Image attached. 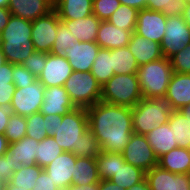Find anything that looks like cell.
<instances>
[{"label":"cell","instance_id":"21","mask_svg":"<svg viewBox=\"0 0 190 190\" xmlns=\"http://www.w3.org/2000/svg\"><path fill=\"white\" fill-rule=\"evenodd\" d=\"M37 145L39 141L31 137H23L18 142L10 143L7 153L12 156L15 162L16 171L22 166H32L36 164Z\"/></svg>","mask_w":190,"mask_h":190},{"label":"cell","instance_id":"11","mask_svg":"<svg viewBox=\"0 0 190 190\" xmlns=\"http://www.w3.org/2000/svg\"><path fill=\"white\" fill-rule=\"evenodd\" d=\"M167 16L162 12L142 9L138 11L135 32L150 41L161 44L165 34Z\"/></svg>","mask_w":190,"mask_h":190},{"label":"cell","instance_id":"46","mask_svg":"<svg viewBox=\"0 0 190 190\" xmlns=\"http://www.w3.org/2000/svg\"><path fill=\"white\" fill-rule=\"evenodd\" d=\"M15 171L16 166L12 156L7 152L0 156V181L3 183L9 182Z\"/></svg>","mask_w":190,"mask_h":190},{"label":"cell","instance_id":"53","mask_svg":"<svg viewBox=\"0 0 190 190\" xmlns=\"http://www.w3.org/2000/svg\"><path fill=\"white\" fill-rule=\"evenodd\" d=\"M121 4L136 8L138 11L146 9L147 0H119Z\"/></svg>","mask_w":190,"mask_h":190},{"label":"cell","instance_id":"15","mask_svg":"<svg viewBox=\"0 0 190 190\" xmlns=\"http://www.w3.org/2000/svg\"><path fill=\"white\" fill-rule=\"evenodd\" d=\"M76 158L72 152L64 151L43 168L60 190L72 185Z\"/></svg>","mask_w":190,"mask_h":190},{"label":"cell","instance_id":"29","mask_svg":"<svg viewBox=\"0 0 190 190\" xmlns=\"http://www.w3.org/2000/svg\"><path fill=\"white\" fill-rule=\"evenodd\" d=\"M90 72L101 86L114 75L112 68V49H99Z\"/></svg>","mask_w":190,"mask_h":190},{"label":"cell","instance_id":"56","mask_svg":"<svg viewBox=\"0 0 190 190\" xmlns=\"http://www.w3.org/2000/svg\"><path fill=\"white\" fill-rule=\"evenodd\" d=\"M9 142L4 134H0V156H3L8 149Z\"/></svg>","mask_w":190,"mask_h":190},{"label":"cell","instance_id":"7","mask_svg":"<svg viewBox=\"0 0 190 190\" xmlns=\"http://www.w3.org/2000/svg\"><path fill=\"white\" fill-rule=\"evenodd\" d=\"M187 44H190V27L184 17H167L165 34L160 44L163 57L170 59Z\"/></svg>","mask_w":190,"mask_h":190},{"label":"cell","instance_id":"48","mask_svg":"<svg viewBox=\"0 0 190 190\" xmlns=\"http://www.w3.org/2000/svg\"><path fill=\"white\" fill-rule=\"evenodd\" d=\"M15 89L13 83L0 86V107H10Z\"/></svg>","mask_w":190,"mask_h":190},{"label":"cell","instance_id":"52","mask_svg":"<svg viewBox=\"0 0 190 190\" xmlns=\"http://www.w3.org/2000/svg\"><path fill=\"white\" fill-rule=\"evenodd\" d=\"M11 15L8 7H0V32L6 27Z\"/></svg>","mask_w":190,"mask_h":190},{"label":"cell","instance_id":"59","mask_svg":"<svg viewBox=\"0 0 190 190\" xmlns=\"http://www.w3.org/2000/svg\"><path fill=\"white\" fill-rule=\"evenodd\" d=\"M186 24L190 27V3L185 6V13L183 15Z\"/></svg>","mask_w":190,"mask_h":190},{"label":"cell","instance_id":"51","mask_svg":"<svg viewBox=\"0 0 190 190\" xmlns=\"http://www.w3.org/2000/svg\"><path fill=\"white\" fill-rule=\"evenodd\" d=\"M12 111L7 107H0V134H4L9 117Z\"/></svg>","mask_w":190,"mask_h":190},{"label":"cell","instance_id":"24","mask_svg":"<svg viewBox=\"0 0 190 190\" xmlns=\"http://www.w3.org/2000/svg\"><path fill=\"white\" fill-rule=\"evenodd\" d=\"M60 20H75L93 14V0H59L53 5Z\"/></svg>","mask_w":190,"mask_h":190},{"label":"cell","instance_id":"66","mask_svg":"<svg viewBox=\"0 0 190 190\" xmlns=\"http://www.w3.org/2000/svg\"><path fill=\"white\" fill-rule=\"evenodd\" d=\"M186 4H189L190 3V0H184Z\"/></svg>","mask_w":190,"mask_h":190},{"label":"cell","instance_id":"5","mask_svg":"<svg viewBox=\"0 0 190 190\" xmlns=\"http://www.w3.org/2000/svg\"><path fill=\"white\" fill-rule=\"evenodd\" d=\"M88 129V114L84 108H74L58 119L53 138L67 152L80 149L81 136Z\"/></svg>","mask_w":190,"mask_h":190},{"label":"cell","instance_id":"2","mask_svg":"<svg viewBox=\"0 0 190 190\" xmlns=\"http://www.w3.org/2000/svg\"><path fill=\"white\" fill-rule=\"evenodd\" d=\"M170 100L166 96L142 98L132 107V124L135 134L146 135L157 125L166 124L173 112Z\"/></svg>","mask_w":190,"mask_h":190},{"label":"cell","instance_id":"6","mask_svg":"<svg viewBox=\"0 0 190 190\" xmlns=\"http://www.w3.org/2000/svg\"><path fill=\"white\" fill-rule=\"evenodd\" d=\"M64 88L76 108L87 109L101 101V85L90 71H73Z\"/></svg>","mask_w":190,"mask_h":190},{"label":"cell","instance_id":"34","mask_svg":"<svg viewBox=\"0 0 190 190\" xmlns=\"http://www.w3.org/2000/svg\"><path fill=\"white\" fill-rule=\"evenodd\" d=\"M138 10L136 8L121 4L107 20L114 26L134 32L136 29Z\"/></svg>","mask_w":190,"mask_h":190},{"label":"cell","instance_id":"42","mask_svg":"<svg viewBox=\"0 0 190 190\" xmlns=\"http://www.w3.org/2000/svg\"><path fill=\"white\" fill-rule=\"evenodd\" d=\"M120 5L119 0H93V14L101 21H107Z\"/></svg>","mask_w":190,"mask_h":190},{"label":"cell","instance_id":"60","mask_svg":"<svg viewBox=\"0 0 190 190\" xmlns=\"http://www.w3.org/2000/svg\"><path fill=\"white\" fill-rule=\"evenodd\" d=\"M3 190H28V189H22L17 186L11 185L9 182L4 183Z\"/></svg>","mask_w":190,"mask_h":190},{"label":"cell","instance_id":"14","mask_svg":"<svg viewBox=\"0 0 190 190\" xmlns=\"http://www.w3.org/2000/svg\"><path fill=\"white\" fill-rule=\"evenodd\" d=\"M73 72L65 56L47 53L46 65L37 78L45 87L64 86Z\"/></svg>","mask_w":190,"mask_h":190},{"label":"cell","instance_id":"49","mask_svg":"<svg viewBox=\"0 0 190 190\" xmlns=\"http://www.w3.org/2000/svg\"><path fill=\"white\" fill-rule=\"evenodd\" d=\"M13 64L6 62L0 67V86L13 83Z\"/></svg>","mask_w":190,"mask_h":190},{"label":"cell","instance_id":"13","mask_svg":"<svg viewBox=\"0 0 190 190\" xmlns=\"http://www.w3.org/2000/svg\"><path fill=\"white\" fill-rule=\"evenodd\" d=\"M100 47L96 42L75 41L63 51L73 71L89 72Z\"/></svg>","mask_w":190,"mask_h":190},{"label":"cell","instance_id":"35","mask_svg":"<svg viewBox=\"0 0 190 190\" xmlns=\"http://www.w3.org/2000/svg\"><path fill=\"white\" fill-rule=\"evenodd\" d=\"M42 170L43 168L39 167L37 164L22 166L13 173L9 183L22 189L33 190L36 185V179Z\"/></svg>","mask_w":190,"mask_h":190},{"label":"cell","instance_id":"3","mask_svg":"<svg viewBox=\"0 0 190 190\" xmlns=\"http://www.w3.org/2000/svg\"><path fill=\"white\" fill-rule=\"evenodd\" d=\"M173 73L166 57L139 66L137 76L143 98L165 96Z\"/></svg>","mask_w":190,"mask_h":190},{"label":"cell","instance_id":"23","mask_svg":"<svg viewBox=\"0 0 190 190\" xmlns=\"http://www.w3.org/2000/svg\"><path fill=\"white\" fill-rule=\"evenodd\" d=\"M145 137L158 159L178 147L174 141L173 129L170 128L169 123L157 125Z\"/></svg>","mask_w":190,"mask_h":190},{"label":"cell","instance_id":"20","mask_svg":"<svg viewBox=\"0 0 190 190\" xmlns=\"http://www.w3.org/2000/svg\"><path fill=\"white\" fill-rule=\"evenodd\" d=\"M165 96L170 100L173 110L190 104V74L174 72Z\"/></svg>","mask_w":190,"mask_h":190},{"label":"cell","instance_id":"40","mask_svg":"<svg viewBox=\"0 0 190 190\" xmlns=\"http://www.w3.org/2000/svg\"><path fill=\"white\" fill-rule=\"evenodd\" d=\"M44 115L41 112L26 117V136L41 141L48 136Z\"/></svg>","mask_w":190,"mask_h":190},{"label":"cell","instance_id":"58","mask_svg":"<svg viewBox=\"0 0 190 190\" xmlns=\"http://www.w3.org/2000/svg\"><path fill=\"white\" fill-rule=\"evenodd\" d=\"M178 111L190 122V104L181 107Z\"/></svg>","mask_w":190,"mask_h":190},{"label":"cell","instance_id":"44","mask_svg":"<svg viewBox=\"0 0 190 190\" xmlns=\"http://www.w3.org/2000/svg\"><path fill=\"white\" fill-rule=\"evenodd\" d=\"M46 61L47 53L34 51L22 65L38 78L46 65Z\"/></svg>","mask_w":190,"mask_h":190},{"label":"cell","instance_id":"64","mask_svg":"<svg viewBox=\"0 0 190 190\" xmlns=\"http://www.w3.org/2000/svg\"><path fill=\"white\" fill-rule=\"evenodd\" d=\"M4 183L0 181V190H3Z\"/></svg>","mask_w":190,"mask_h":190},{"label":"cell","instance_id":"28","mask_svg":"<svg viewBox=\"0 0 190 190\" xmlns=\"http://www.w3.org/2000/svg\"><path fill=\"white\" fill-rule=\"evenodd\" d=\"M72 184L88 185L100 182L95 158L77 157Z\"/></svg>","mask_w":190,"mask_h":190},{"label":"cell","instance_id":"65","mask_svg":"<svg viewBox=\"0 0 190 190\" xmlns=\"http://www.w3.org/2000/svg\"><path fill=\"white\" fill-rule=\"evenodd\" d=\"M1 42H2V38H1V32H0V48H1Z\"/></svg>","mask_w":190,"mask_h":190},{"label":"cell","instance_id":"37","mask_svg":"<svg viewBox=\"0 0 190 190\" xmlns=\"http://www.w3.org/2000/svg\"><path fill=\"white\" fill-rule=\"evenodd\" d=\"M102 152L99 140L94 136L88 128L81 136V144L79 150H74L73 154L81 158H97Z\"/></svg>","mask_w":190,"mask_h":190},{"label":"cell","instance_id":"4","mask_svg":"<svg viewBox=\"0 0 190 190\" xmlns=\"http://www.w3.org/2000/svg\"><path fill=\"white\" fill-rule=\"evenodd\" d=\"M143 98L137 74H114L101 86V101L134 107Z\"/></svg>","mask_w":190,"mask_h":190},{"label":"cell","instance_id":"41","mask_svg":"<svg viewBox=\"0 0 190 190\" xmlns=\"http://www.w3.org/2000/svg\"><path fill=\"white\" fill-rule=\"evenodd\" d=\"M57 36L55 37V42L52 46L51 52L55 55L63 56V51L68 47L71 48L73 43L77 41L65 24L60 20L57 28Z\"/></svg>","mask_w":190,"mask_h":190},{"label":"cell","instance_id":"10","mask_svg":"<svg viewBox=\"0 0 190 190\" xmlns=\"http://www.w3.org/2000/svg\"><path fill=\"white\" fill-rule=\"evenodd\" d=\"M60 18L53 9L47 15L32 21L31 41L35 51L50 53L57 36Z\"/></svg>","mask_w":190,"mask_h":190},{"label":"cell","instance_id":"22","mask_svg":"<svg viewBox=\"0 0 190 190\" xmlns=\"http://www.w3.org/2000/svg\"><path fill=\"white\" fill-rule=\"evenodd\" d=\"M78 41L95 42L101 20L94 14L75 20H61Z\"/></svg>","mask_w":190,"mask_h":190},{"label":"cell","instance_id":"38","mask_svg":"<svg viewBox=\"0 0 190 190\" xmlns=\"http://www.w3.org/2000/svg\"><path fill=\"white\" fill-rule=\"evenodd\" d=\"M96 165L100 180H109L118 169V153L102 151Z\"/></svg>","mask_w":190,"mask_h":190},{"label":"cell","instance_id":"63","mask_svg":"<svg viewBox=\"0 0 190 190\" xmlns=\"http://www.w3.org/2000/svg\"><path fill=\"white\" fill-rule=\"evenodd\" d=\"M53 5L56 4L59 0H49Z\"/></svg>","mask_w":190,"mask_h":190},{"label":"cell","instance_id":"30","mask_svg":"<svg viewBox=\"0 0 190 190\" xmlns=\"http://www.w3.org/2000/svg\"><path fill=\"white\" fill-rule=\"evenodd\" d=\"M114 74H137L139 65L128 46L112 49Z\"/></svg>","mask_w":190,"mask_h":190},{"label":"cell","instance_id":"61","mask_svg":"<svg viewBox=\"0 0 190 190\" xmlns=\"http://www.w3.org/2000/svg\"><path fill=\"white\" fill-rule=\"evenodd\" d=\"M6 63L5 55L2 52V49L0 48V67Z\"/></svg>","mask_w":190,"mask_h":190},{"label":"cell","instance_id":"36","mask_svg":"<svg viewBox=\"0 0 190 190\" xmlns=\"http://www.w3.org/2000/svg\"><path fill=\"white\" fill-rule=\"evenodd\" d=\"M186 3L184 0H147L146 8L162 12L167 17L183 16Z\"/></svg>","mask_w":190,"mask_h":190},{"label":"cell","instance_id":"9","mask_svg":"<svg viewBox=\"0 0 190 190\" xmlns=\"http://www.w3.org/2000/svg\"><path fill=\"white\" fill-rule=\"evenodd\" d=\"M122 155L127 163L139 167L145 172L158 165V158L145 135L133 133Z\"/></svg>","mask_w":190,"mask_h":190},{"label":"cell","instance_id":"54","mask_svg":"<svg viewBox=\"0 0 190 190\" xmlns=\"http://www.w3.org/2000/svg\"><path fill=\"white\" fill-rule=\"evenodd\" d=\"M99 190H126L113 183L111 180H100Z\"/></svg>","mask_w":190,"mask_h":190},{"label":"cell","instance_id":"16","mask_svg":"<svg viewBox=\"0 0 190 190\" xmlns=\"http://www.w3.org/2000/svg\"><path fill=\"white\" fill-rule=\"evenodd\" d=\"M76 108L64 86L45 87L44 100L40 107L42 114L65 115Z\"/></svg>","mask_w":190,"mask_h":190},{"label":"cell","instance_id":"8","mask_svg":"<svg viewBox=\"0 0 190 190\" xmlns=\"http://www.w3.org/2000/svg\"><path fill=\"white\" fill-rule=\"evenodd\" d=\"M44 89L38 79L25 88H16L9 107L12 113L23 117L38 113L44 100Z\"/></svg>","mask_w":190,"mask_h":190},{"label":"cell","instance_id":"39","mask_svg":"<svg viewBox=\"0 0 190 190\" xmlns=\"http://www.w3.org/2000/svg\"><path fill=\"white\" fill-rule=\"evenodd\" d=\"M9 144L18 142L26 137V117L12 113L9 117L5 132Z\"/></svg>","mask_w":190,"mask_h":190},{"label":"cell","instance_id":"57","mask_svg":"<svg viewBox=\"0 0 190 190\" xmlns=\"http://www.w3.org/2000/svg\"><path fill=\"white\" fill-rule=\"evenodd\" d=\"M127 190H150L148 182L146 178H144L141 182L134 184L132 187Z\"/></svg>","mask_w":190,"mask_h":190},{"label":"cell","instance_id":"1","mask_svg":"<svg viewBox=\"0 0 190 190\" xmlns=\"http://www.w3.org/2000/svg\"><path fill=\"white\" fill-rule=\"evenodd\" d=\"M86 110L88 128L99 140L102 151L122 154L134 133L132 108L100 101Z\"/></svg>","mask_w":190,"mask_h":190},{"label":"cell","instance_id":"27","mask_svg":"<svg viewBox=\"0 0 190 190\" xmlns=\"http://www.w3.org/2000/svg\"><path fill=\"white\" fill-rule=\"evenodd\" d=\"M1 49L6 62L21 64L35 51L31 40H2Z\"/></svg>","mask_w":190,"mask_h":190},{"label":"cell","instance_id":"25","mask_svg":"<svg viewBox=\"0 0 190 190\" xmlns=\"http://www.w3.org/2000/svg\"><path fill=\"white\" fill-rule=\"evenodd\" d=\"M158 166L172 173L190 174V149H172L158 159Z\"/></svg>","mask_w":190,"mask_h":190},{"label":"cell","instance_id":"50","mask_svg":"<svg viewBox=\"0 0 190 190\" xmlns=\"http://www.w3.org/2000/svg\"><path fill=\"white\" fill-rule=\"evenodd\" d=\"M44 115V122L46 124V131L48 133V136H53L54 135V131L56 130L57 126H58V119L62 116V115H54V114H43Z\"/></svg>","mask_w":190,"mask_h":190},{"label":"cell","instance_id":"32","mask_svg":"<svg viewBox=\"0 0 190 190\" xmlns=\"http://www.w3.org/2000/svg\"><path fill=\"white\" fill-rule=\"evenodd\" d=\"M169 126L173 129L174 141L178 147L190 149V122L178 110L169 117Z\"/></svg>","mask_w":190,"mask_h":190},{"label":"cell","instance_id":"26","mask_svg":"<svg viewBox=\"0 0 190 190\" xmlns=\"http://www.w3.org/2000/svg\"><path fill=\"white\" fill-rule=\"evenodd\" d=\"M144 178L145 171L127 163L123 155L118 153V169L109 180L127 190L134 184L141 182Z\"/></svg>","mask_w":190,"mask_h":190},{"label":"cell","instance_id":"43","mask_svg":"<svg viewBox=\"0 0 190 190\" xmlns=\"http://www.w3.org/2000/svg\"><path fill=\"white\" fill-rule=\"evenodd\" d=\"M173 72L190 74V44L170 58Z\"/></svg>","mask_w":190,"mask_h":190},{"label":"cell","instance_id":"62","mask_svg":"<svg viewBox=\"0 0 190 190\" xmlns=\"http://www.w3.org/2000/svg\"><path fill=\"white\" fill-rule=\"evenodd\" d=\"M9 0H0V7H8Z\"/></svg>","mask_w":190,"mask_h":190},{"label":"cell","instance_id":"47","mask_svg":"<svg viewBox=\"0 0 190 190\" xmlns=\"http://www.w3.org/2000/svg\"><path fill=\"white\" fill-rule=\"evenodd\" d=\"M33 190H60L55 183L51 180V177L43 169L38 178L36 179V185Z\"/></svg>","mask_w":190,"mask_h":190},{"label":"cell","instance_id":"18","mask_svg":"<svg viewBox=\"0 0 190 190\" xmlns=\"http://www.w3.org/2000/svg\"><path fill=\"white\" fill-rule=\"evenodd\" d=\"M128 48L136 58L139 66L163 57L159 43L150 41L135 31L132 33Z\"/></svg>","mask_w":190,"mask_h":190},{"label":"cell","instance_id":"19","mask_svg":"<svg viewBox=\"0 0 190 190\" xmlns=\"http://www.w3.org/2000/svg\"><path fill=\"white\" fill-rule=\"evenodd\" d=\"M132 33L114 26L109 21H101L95 42L100 48L110 50L126 47L130 42Z\"/></svg>","mask_w":190,"mask_h":190},{"label":"cell","instance_id":"17","mask_svg":"<svg viewBox=\"0 0 190 190\" xmlns=\"http://www.w3.org/2000/svg\"><path fill=\"white\" fill-rule=\"evenodd\" d=\"M8 9L13 16L34 21L53 10L49 0H9Z\"/></svg>","mask_w":190,"mask_h":190},{"label":"cell","instance_id":"45","mask_svg":"<svg viewBox=\"0 0 190 190\" xmlns=\"http://www.w3.org/2000/svg\"><path fill=\"white\" fill-rule=\"evenodd\" d=\"M13 84L16 88H25L37 80V78L23 65H13Z\"/></svg>","mask_w":190,"mask_h":190},{"label":"cell","instance_id":"31","mask_svg":"<svg viewBox=\"0 0 190 190\" xmlns=\"http://www.w3.org/2000/svg\"><path fill=\"white\" fill-rule=\"evenodd\" d=\"M32 21L11 15L1 31L2 40H31Z\"/></svg>","mask_w":190,"mask_h":190},{"label":"cell","instance_id":"55","mask_svg":"<svg viewBox=\"0 0 190 190\" xmlns=\"http://www.w3.org/2000/svg\"><path fill=\"white\" fill-rule=\"evenodd\" d=\"M65 190H99V182L97 183H91L88 185H76L72 184L69 187H67Z\"/></svg>","mask_w":190,"mask_h":190},{"label":"cell","instance_id":"33","mask_svg":"<svg viewBox=\"0 0 190 190\" xmlns=\"http://www.w3.org/2000/svg\"><path fill=\"white\" fill-rule=\"evenodd\" d=\"M63 152L64 150L57 144L53 136H47L37 145L36 164L45 168Z\"/></svg>","mask_w":190,"mask_h":190},{"label":"cell","instance_id":"12","mask_svg":"<svg viewBox=\"0 0 190 190\" xmlns=\"http://www.w3.org/2000/svg\"><path fill=\"white\" fill-rule=\"evenodd\" d=\"M150 190H190V174H176L155 166L145 172Z\"/></svg>","mask_w":190,"mask_h":190}]
</instances>
